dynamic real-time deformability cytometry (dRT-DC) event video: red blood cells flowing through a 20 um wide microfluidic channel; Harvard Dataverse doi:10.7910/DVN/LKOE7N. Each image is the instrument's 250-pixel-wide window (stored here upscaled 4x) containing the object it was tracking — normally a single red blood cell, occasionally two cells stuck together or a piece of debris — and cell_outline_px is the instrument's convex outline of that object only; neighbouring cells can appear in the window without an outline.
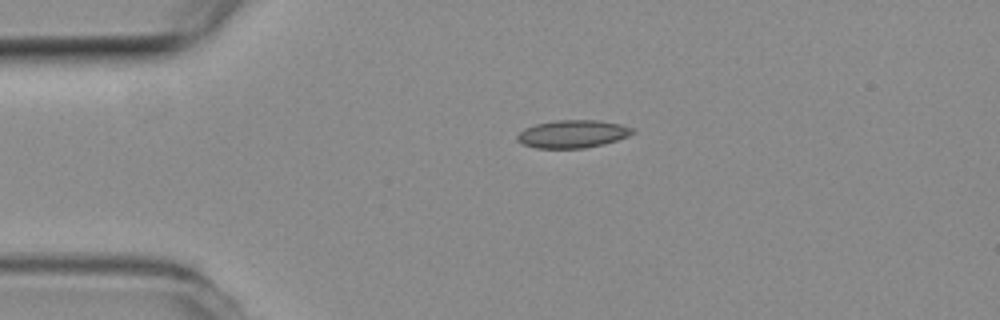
{"species": "common noctule bat (a hibernating species)", "species_latin": "Nyctalus noctula", "temperature_condition": "room temperature", "stored_images_in_passage": 43, "camera_frame_rate_fps": 3000, "um_per_image_px": 0.085, "animal": {"sex": "female", "body_mass_g": 19.3, "forearm_length_mm": 54.1}, "frame": {"image": 1, "passage_image": 1, "time_ms": 0.0, "image_size_px": [1000, 320], "cell_outline_px": [[636, 132], [628, 136], [604, 144], [584, 148], [536, 148], [520, 144], [516, 140], [516, 136], [524, 128], [536, 124], [556, 120], [600, 120], [620, 124], [632, 128]], "centroid_in_image_um": [48.65, 11.39], "position_along_channel_um": 36.4, "area_um2": 18.79}}
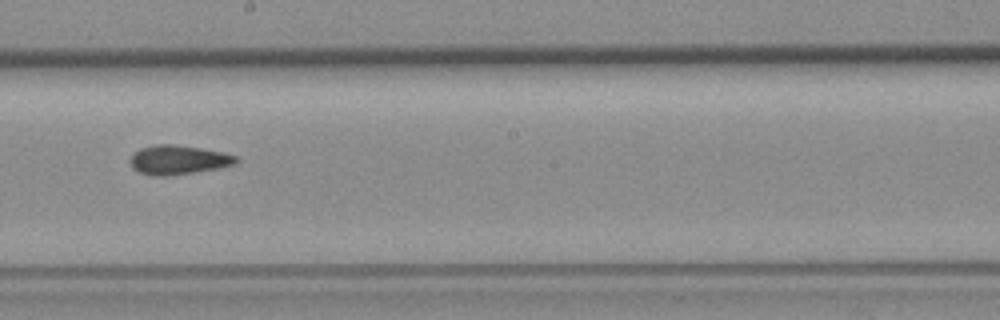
{"frame": {"image": 2, "passage_image": 19, "time_ms": 6.0, "image_size_px": [1000, 320], "cell_outline_px": [[240, 160], [232, 164], [216, 168], [196, 172], [168, 176], [152, 176], [140, 172], [132, 168], [128, 160], [132, 152], [140, 148], [156, 144], [172, 144], [200, 148], [224, 152], [236, 156]], "centroid_in_image_um": [15.09, 13.58], "position_along_channel_um": 233.1, "area_um2": 18.15}}
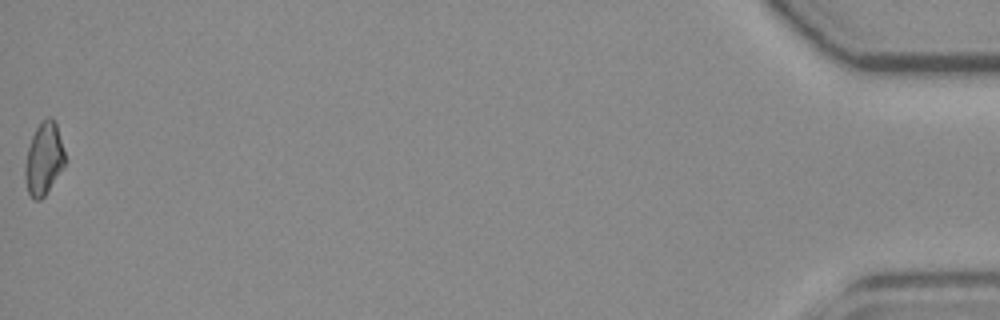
{"frame": {"image": 3, "passage_image": 43, "time_ms": 14.0, "image_size_px": [1000, 320], "cell_outline_px": [[64, 168], [44, 196], [40, 200], [32, 200], [28, 192], [24, 176], [24, 168], [28, 148], [32, 136], [36, 128], [48, 116], [56, 124], [64, 152]], "centroid_in_image_um": [3.71, 13.56], "position_along_channel_um": 431.5, "area_um2": 16.59}, "authors_computed_cell_mechanics": {"area_um2": 17.34, "velocity_mm_per_s": 3.821, "shape_relaxation_time_tau1_ms": null, "shape_relaxation_time_tau2_ms": 2.7968, "deformation_change_tau1": null, "deformation_change_tau2": 0.0783}}